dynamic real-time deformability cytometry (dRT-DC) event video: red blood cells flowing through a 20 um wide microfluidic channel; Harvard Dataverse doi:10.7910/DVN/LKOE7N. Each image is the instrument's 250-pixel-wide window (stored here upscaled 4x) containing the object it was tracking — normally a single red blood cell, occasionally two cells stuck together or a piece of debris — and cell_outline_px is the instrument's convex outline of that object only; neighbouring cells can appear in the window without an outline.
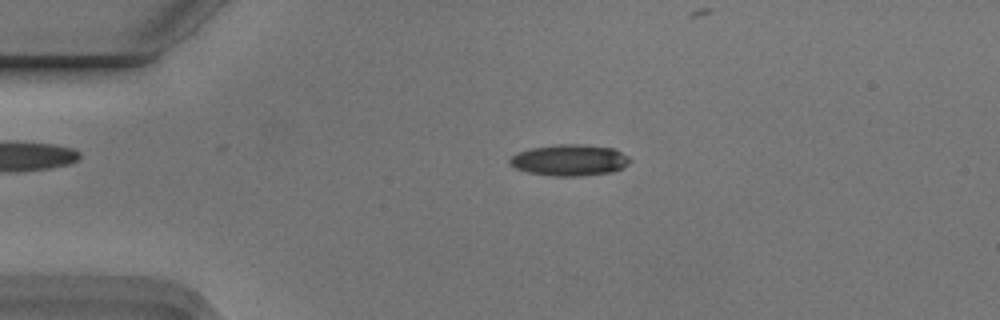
{"species": "Egyptian fruit bat (a non-hibernating species)", "species_latin": "Rousettus aegyptiacus", "temperature_condition": "cold", "stored_images_in_passage": 5, "camera_frame_rate_fps": 3000, "um_per_image_px": 0.085, "animal": {"sex": "male"}, "frame": {"image": 1, "passage_image": 3, "time_ms": 0.667, "image_size_px": [1000, 320], "cell_outline_px": [[632, 160], [628, 164], [612, 172], [580, 176], [552, 176], [528, 172], [516, 168], [508, 164], [508, 160], [516, 152], [528, 148], [556, 144], [588, 144], [612, 148], [628, 156]], "centroid_in_image_um": [48.37, 13.6], "position_along_channel_um": 36.6, "area_um2": 22.14}}